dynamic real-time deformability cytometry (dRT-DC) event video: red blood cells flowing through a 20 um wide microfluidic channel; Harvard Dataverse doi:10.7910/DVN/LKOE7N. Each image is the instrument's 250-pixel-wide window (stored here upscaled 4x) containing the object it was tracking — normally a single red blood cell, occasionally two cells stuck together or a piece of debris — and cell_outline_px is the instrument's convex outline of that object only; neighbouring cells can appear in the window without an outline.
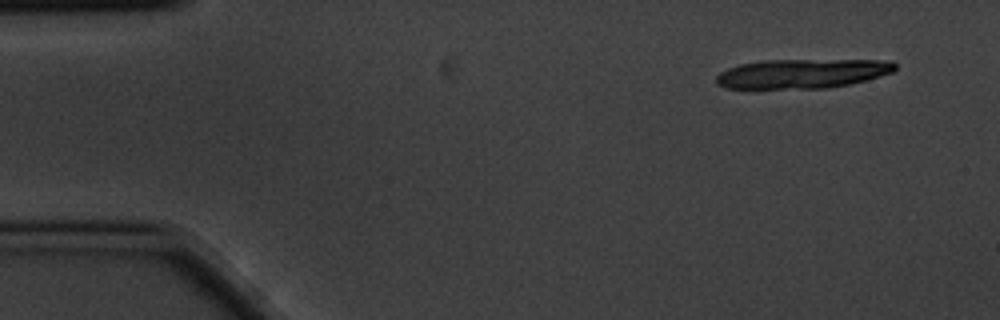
{"species": "common noctule bat (a hibernating species)", "species_latin": "Nyctalus noctula", "temperature_condition": "cold", "stored_images_in_passage": 5, "segment_of_instrument_passage": [1, 2], "camera_frame_rate_fps": 3000, "um_per_image_px": 0.085, "animal": {"sex": "male", "body_mass_g": 20.1, "forearm_length_mm": 53.5}, "frame": {"image": 1, "passage_image": 1, "time_ms": 0.0, "image_size_px": [1000, 320], "cell_outline_px": [[896, 68], [892, 72], [880, 76], [848, 84], [828, 88], [724, 88], [716, 84], [716, 76], [720, 72], [728, 68], [740, 64], [764, 60], [892, 60], [896, 64]], "centroid_in_image_um": [68.18, 6.25], "position_along_channel_um": 16.8, "area_um2": 30.52}}